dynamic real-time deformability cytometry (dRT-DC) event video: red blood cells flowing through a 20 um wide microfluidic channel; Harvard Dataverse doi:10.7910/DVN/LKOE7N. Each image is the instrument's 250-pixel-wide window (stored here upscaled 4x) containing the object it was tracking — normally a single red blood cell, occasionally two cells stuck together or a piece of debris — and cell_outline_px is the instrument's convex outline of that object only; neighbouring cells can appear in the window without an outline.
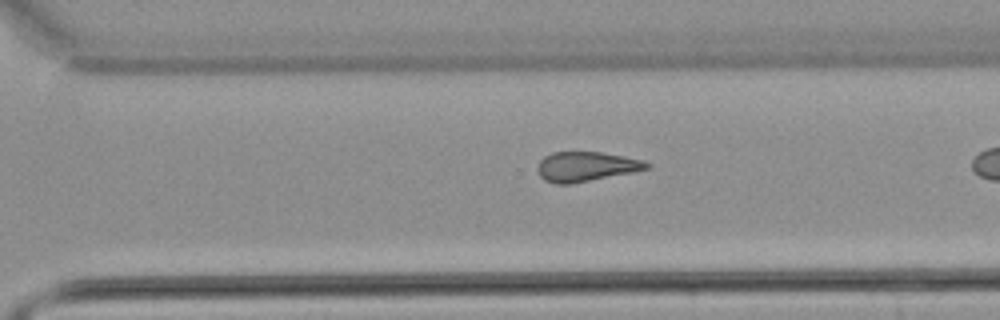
{"species": "common noctule bat (a hibernating species)", "species_latin": "Nyctalus noctula", "temperature_condition": "warm", "stored_images_in_passage": 39, "camera_frame_rate_fps": 3000, "um_per_image_px": 0.085, "animal": {"sex": "male", "body_mass_g": 21.5, "forearm_length_mm": 52.0}, "frame": {"image": 1, "passage_image": 34, "time_ms": 11.0, "image_size_px": [1000, 320], "cell_outline_px": [[652, 164], [648, 168], [636, 172], [572, 184], [556, 184], [544, 180], [540, 176], [536, 168], [540, 160], [544, 156], [552, 152], [600, 152], [624, 156], [644, 160]], "centroid_in_image_um": [49.83, 14.16], "position_along_channel_um": 320.8, "area_um2": 19.19}}